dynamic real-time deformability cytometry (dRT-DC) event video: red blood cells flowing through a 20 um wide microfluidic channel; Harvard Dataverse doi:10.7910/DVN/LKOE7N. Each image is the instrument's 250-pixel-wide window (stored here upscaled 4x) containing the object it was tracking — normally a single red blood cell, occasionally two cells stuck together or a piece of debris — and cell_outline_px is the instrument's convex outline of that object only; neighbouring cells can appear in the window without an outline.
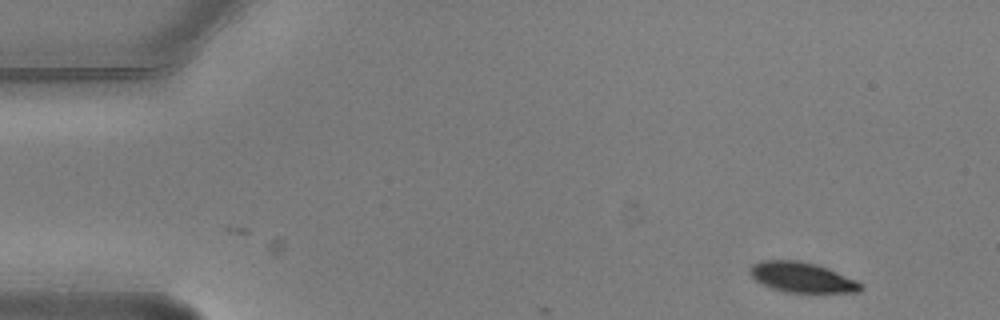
{"species": "common noctule bat (a hibernating species)", "species_latin": "Nyctalus noctula", "temperature_condition": "warm", "stored_images_in_passage": 3, "camera_frame_rate_fps": 3000, "um_per_image_px": 0.085, "animal": {"sex": "male", "body_mass_g": 20.5, "forearm_length_mm": 52.5}, "frame": {"image": 1, "passage_image": 1, "time_ms": 0.0, "image_size_px": [1000, 320], "cell_outline_px": [[864, 288], [860, 292], [784, 292], [772, 288], [756, 280], [748, 272], [748, 268], [752, 264], [760, 260], [800, 260], [816, 264], [828, 268], [856, 280], [864, 284]], "centroid_in_image_um": [68.17, 23.56], "position_along_channel_um": 16.8, "area_um2": 19.59}}